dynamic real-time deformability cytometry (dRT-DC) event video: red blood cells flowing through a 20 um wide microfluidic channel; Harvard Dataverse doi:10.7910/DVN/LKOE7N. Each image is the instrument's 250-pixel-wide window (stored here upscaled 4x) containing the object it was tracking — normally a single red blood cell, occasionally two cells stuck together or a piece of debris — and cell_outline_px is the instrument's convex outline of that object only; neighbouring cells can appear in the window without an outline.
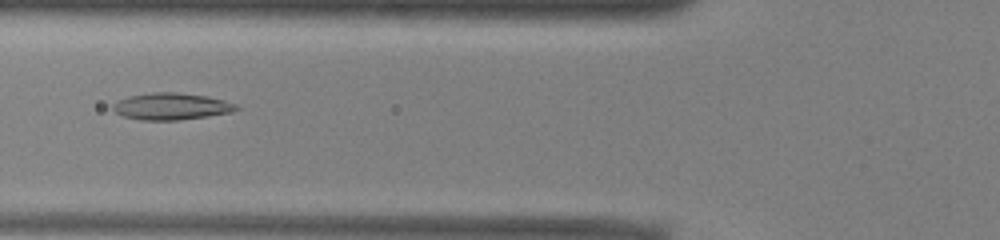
{"species": "common noctule bat (a hibernating species)", "species_latin": "Nyctalus noctula", "temperature_condition": "warm", "stored_images_in_passage": 51, "camera_frame_rate_fps": 3000, "um_per_image_px": 0.085, "animal": {"sex": "male", "body_mass_g": 13.0, "forearm_length_mm": 53.1}, "frame": {"image": 1, "passage_image": 19, "time_ms": 6.0, "image_size_px": [1000, 240], "cell_outline_px": [[240, 108], [232, 112], [208, 116], [180, 120], [140, 120], [124, 116], [116, 112], [112, 108], [112, 104], [128, 96], [152, 92], [176, 92], [208, 96], [224, 100], [236, 104]], "centroid_in_image_um": [14.58, 9.04], "position_along_channel_um": 111.2, "area_um2": 19.31}}
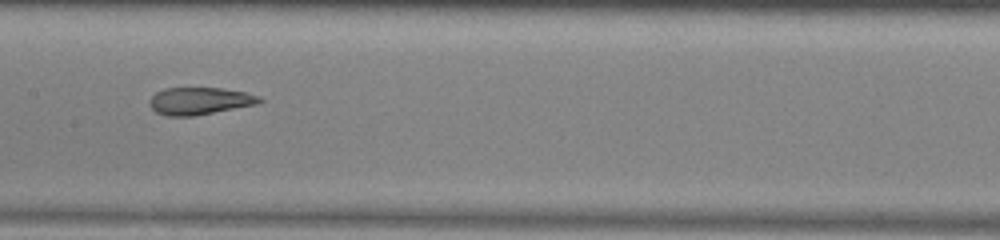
{"frame": {"image": 2, "passage_image": 25, "time_ms": 8.0, "image_size_px": [1000, 240], "cell_outline_px": [[264, 100], [260, 104], [196, 116], [168, 116], [156, 112], [148, 104], [148, 100], [156, 92], [164, 88], [220, 88], [244, 92], [260, 96]], "centroid_in_image_um": [16.99, 8.59], "position_along_channel_um": 190.4, "area_um2": 17.74}}
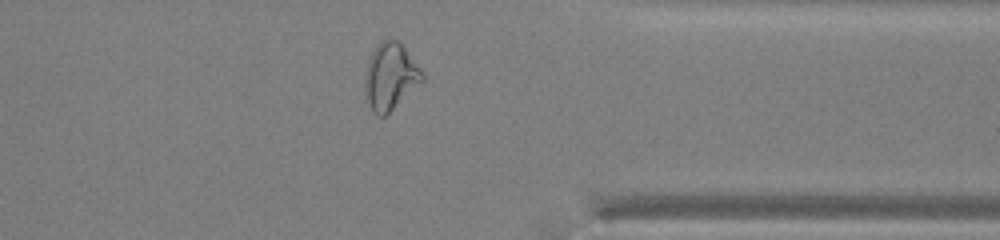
{"frame": {"image": 3, "passage_image": 40, "time_ms": 13.0, "image_size_px": [1000, 240], "cell_outline_px": [[424, 80], [384, 116], [376, 116], [372, 112], [364, 88], [364, 76], [368, 60], [376, 44], [380, 40], [400, 40], [424, 72]], "centroid_in_image_um": [33.18, 6.46], "position_along_channel_um": 378.2, "area_um2": 22.43}, "authors_computed_cell_mechanics": {"area_um2": 21.1548, "velocity_mm_per_s": 3.9561, "shape_relaxation_time_tau1_ms": null, "shape_relaxation_time_tau2_ms": 2.4268, "deformation_change_tau1": null, "deformation_change_tau2": 0.1111}}